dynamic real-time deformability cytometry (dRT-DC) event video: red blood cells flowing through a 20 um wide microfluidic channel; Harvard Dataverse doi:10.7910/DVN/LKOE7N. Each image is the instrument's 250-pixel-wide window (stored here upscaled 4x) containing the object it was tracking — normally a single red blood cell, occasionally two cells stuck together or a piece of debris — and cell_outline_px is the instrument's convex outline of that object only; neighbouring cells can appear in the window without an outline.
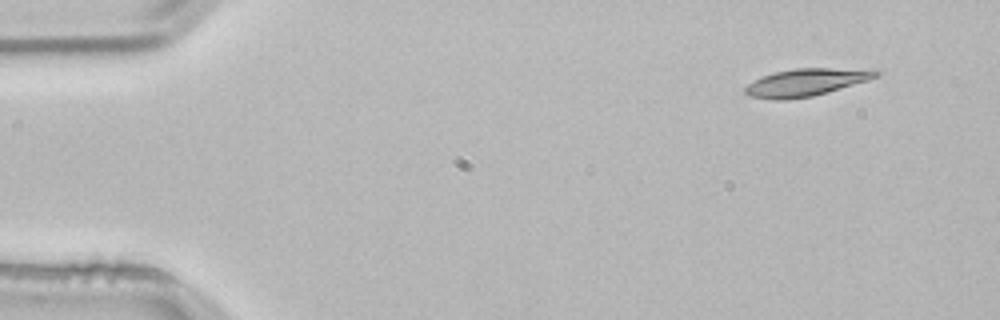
{"species": "common noctule bat (a hibernating species)", "species_latin": "Nyctalus noctula", "temperature_condition": "room temperature", "stored_images_in_passage": 3, "camera_frame_rate_fps": 3000, "um_per_image_px": 0.085, "animal": {"sex": "male", "body_mass_g": 21.5, "forearm_length_mm": 52.0}, "frame": {"image": 1, "passage_image": 1, "time_ms": 0.0, "image_size_px": [1000, 320], "cell_outline_px": [[880, 76], [868, 80], [812, 96], [784, 100], [772, 100], [748, 96], [744, 92], [744, 88], [748, 84], [764, 76], [776, 72], [796, 68], [876, 68], [880, 72]], "centroid_in_image_um": [68.57, 6.99], "position_along_channel_um": 16.4, "area_um2": 20.98}}
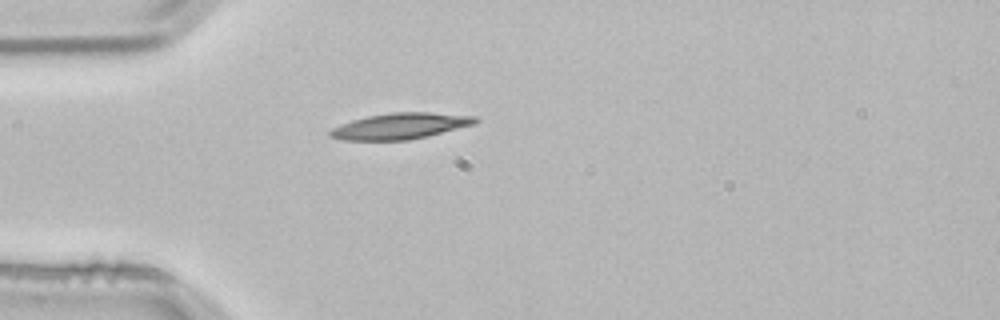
{"frame": {"image": 2, "passage_image": 3, "time_ms": 0.667, "image_size_px": [1000, 320], "cell_outline_px": [[480, 120], [476, 124], [428, 136], [408, 140], [344, 140], [328, 136], [328, 132], [332, 128], [340, 124], [352, 120], [368, 116], [392, 112], [428, 112], [476, 116]], "centroid_in_image_um": [34.04, 10.71], "position_along_channel_um": 51.0, "area_um2": 22.14}}